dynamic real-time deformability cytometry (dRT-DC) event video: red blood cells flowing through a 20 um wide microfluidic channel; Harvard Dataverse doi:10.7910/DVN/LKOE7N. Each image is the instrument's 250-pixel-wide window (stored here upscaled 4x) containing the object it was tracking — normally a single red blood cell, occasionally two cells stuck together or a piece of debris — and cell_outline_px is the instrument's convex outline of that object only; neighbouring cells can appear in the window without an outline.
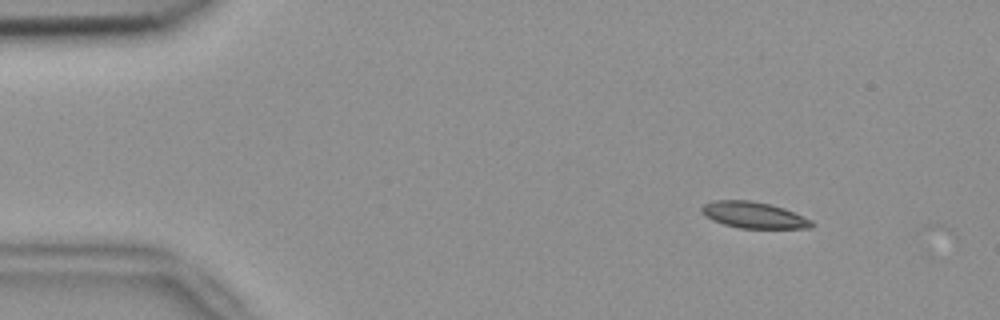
{"species": "common noctule bat (a hibernating species)", "species_latin": "Nyctalus noctula", "temperature_condition": "room temperature", "stored_images_in_passage": 54, "camera_frame_rate_fps": 3000, "um_per_image_px": 0.085, "animal": {"sex": "female", "body_mass_g": 18.4}, "frame": {"image": 1, "passage_image": 7, "time_ms": 2.0, "image_size_px": [1000, 320], "cell_outline_px": [[816, 224], [812, 228], [740, 228], [724, 224], [712, 220], [704, 216], [700, 212], [700, 208], [704, 204], [716, 200], [752, 200], [784, 208], [812, 220]], "centroid_in_image_um": [64.06, 18.28], "position_along_channel_um": 20.9, "area_um2": 16.94}}
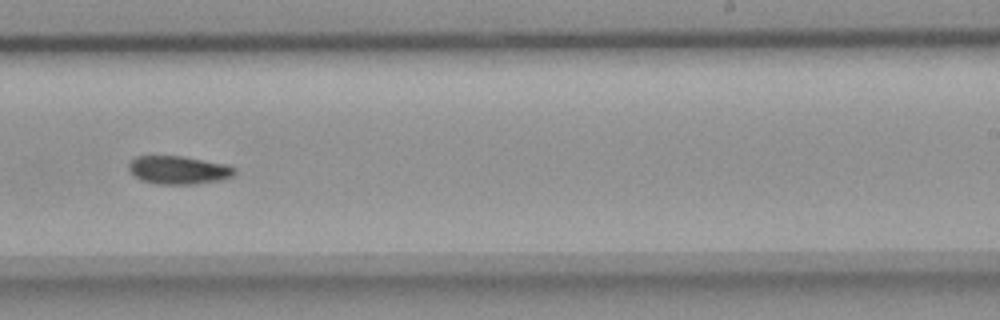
{"frame": {"image": 2, "passage_image": 34, "time_ms": 11.0, "image_size_px": [1000, 320], "cell_outline_px": [[236, 172], [232, 176], [220, 180], [196, 184], [156, 184], [144, 180], [136, 176], [128, 168], [128, 164], [136, 156], [180, 156], [224, 164], [236, 168]], "centroid_in_image_um": [15.18, 14.45], "position_along_channel_um": 273.8, "area_um2": 17.11}}
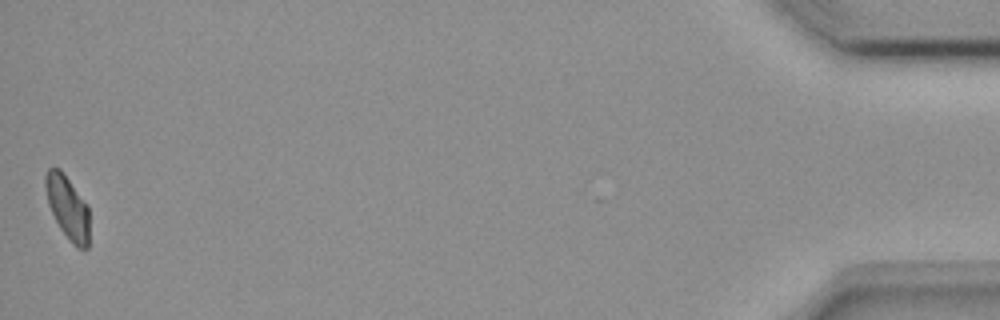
{"frame": {"image": 3, "passage_image": 54, "time_ms": 17.667, "image_size_px": [1000, 320], "cell_outline_px": [[88, 248], [76, 248], [72, 244], [60, 228], [48, 204], [44, 184], [44, 176], [48, 168], [60, 168], [88, 204]], "centroid_in_image_um": [5.74, 17.6], "position_along_channel_um": 429.5, "area_um2": 16.24}}